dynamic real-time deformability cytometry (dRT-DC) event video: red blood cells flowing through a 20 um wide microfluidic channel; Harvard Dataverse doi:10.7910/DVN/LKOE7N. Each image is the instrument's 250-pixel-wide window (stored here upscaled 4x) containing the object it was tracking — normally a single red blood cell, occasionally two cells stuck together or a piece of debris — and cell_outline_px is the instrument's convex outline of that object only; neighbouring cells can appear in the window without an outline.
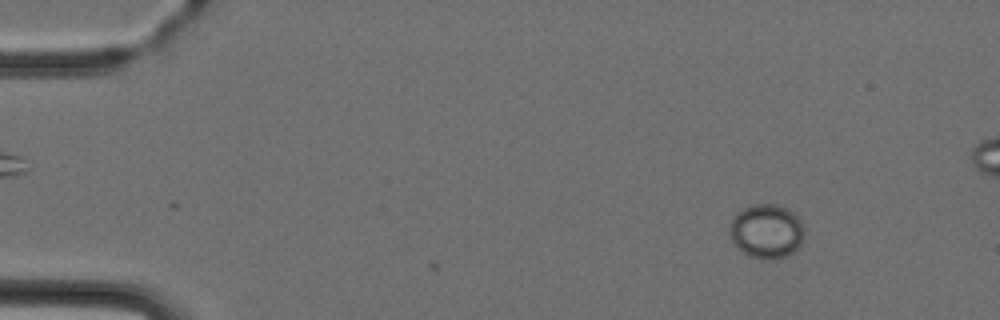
{"species": "Egyptian fruit bat (a non-hibernating species)", "species_latin": "Rousettus aegyptiacus", "temperature_condition": "cold", "stored_images_in_passage": 5, "camera_frame_rate_fps": 3000, "um_per_image_px": 0.085, "animal": {"sex": "female"}, "frame": {"image": 1, "passage_image": 1, "time_ms": 0.0, "image_size_px": [1000, 320], "cell_outline_px": [[804, 236], [800, 244], [792, 252], [784, 256], [772, 260], [760, 260], [748, 256], [736, 248], [732, 244], [728, 224], [732, 216], [736, 212], [752, 204], [776, 204], [788, 208], [800, 220], [804, 228]], "centroid_in_image_um": [65.1, 19.66], "position_along_channel_um": 19.9, "area_um2": 24.1}}
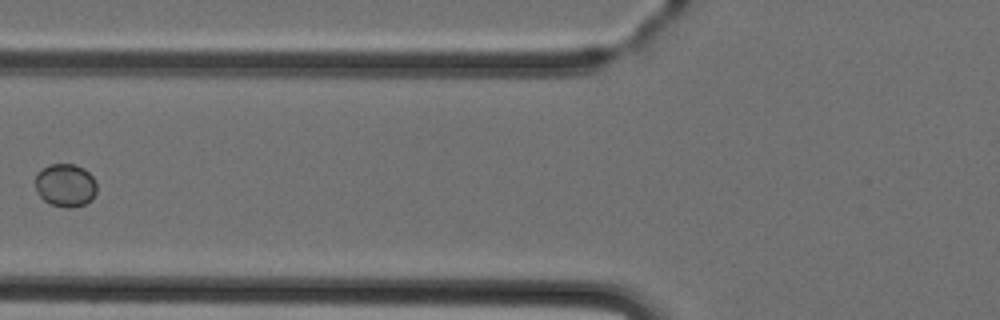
{"frame": {"image": 2, "passage_image": 5, "time_ms": 4.667, "image_size_px": [1000, 320], "cell_outline_px": [[96, 192], [92, 200], [84, 204], [68, 208], [64, 208], [48, 204], [36, 192], [36, 176], [44, 168], [52, 164], [76, 164], [84, 168], [92, 176], [96, 184]], "centroid_in_image_um": [5.57, 15.76], "position_along_channel_um": 120.2, "area_um2": 15.43}}